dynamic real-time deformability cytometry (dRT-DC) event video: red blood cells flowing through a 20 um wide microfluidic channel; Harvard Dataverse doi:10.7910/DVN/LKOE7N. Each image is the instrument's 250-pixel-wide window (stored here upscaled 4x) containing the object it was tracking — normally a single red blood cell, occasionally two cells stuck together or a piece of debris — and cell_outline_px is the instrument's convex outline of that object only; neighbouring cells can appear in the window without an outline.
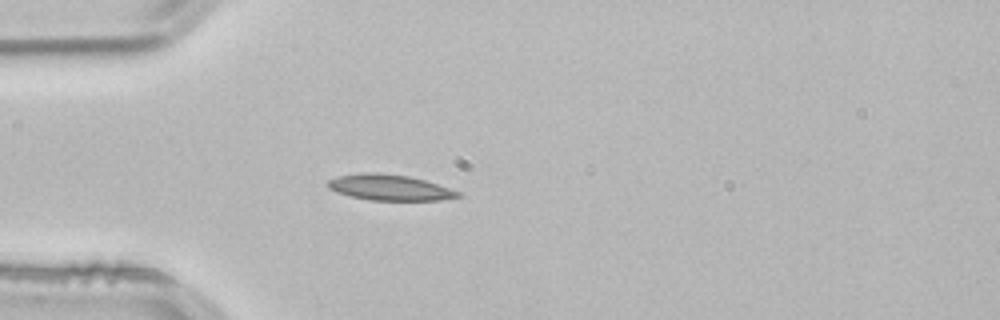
{"species": "common noctule bat (a hibernating species)", "species_latin": "Nyctalus noctula", "temperature_condition": "room temperature", "stored_images_in_passage": 39, "camera_frame_rate_fps": 3000, "um_per_image_px": 0.085, "animal": {"sex": "male", "body_mass_g": 21.5, "forearm_length_mm": 52.0}, "frame": {"image": 1, "passage_image": 1, "time_ms": 0.0, "image_size_px": [1000, 320], "cell_outline_px": [[464, 196], [440, 200], [368, 200], [336, 192], [328, 188], [328, 180], [336, 176], [360, 172], [376, 172], [408, 176], [424, 180], [460, 192]], "centroid_in_image_um": [33.09, 15.93], "position_along_channel_um": 51.9, "area_um2": 19.54}}
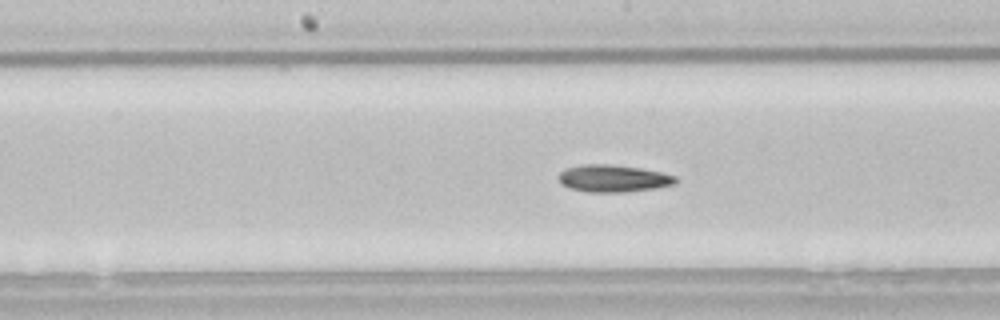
{"frame": {"image": 2, "passage_image": 13, "time_ms": 4.0, "image_size_px": [1000, 320], "cell_outline_px": [[680, 180], [676, 184], [656, 188], [624, 192], [584, 192], [568, 188], [560, 184], [556, 176], [564, 168], [584, 164], [608, 164], [640, 168], [660, 172], [676, 176]], "centroid_in_image_um": [52.09, 15.17], "position_along_channel_um": 196.1, "area_um2": 18.9}}
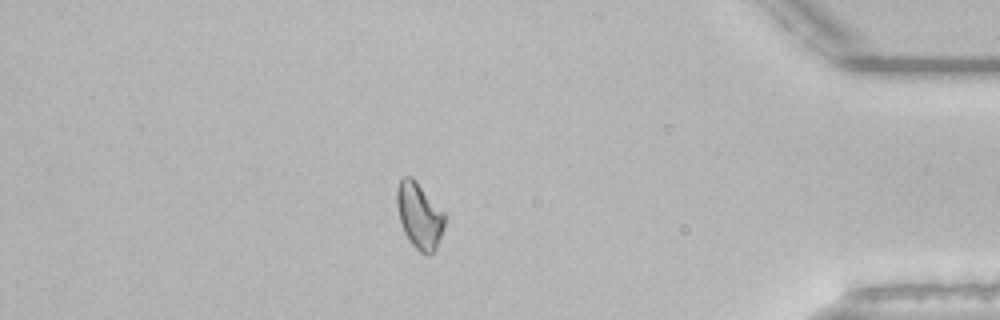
{"frame": {"image": 3, "passage_image": 32, "time_ms": 10.333, "image_size_px": [1000, 320], "cell_outline_px": [[444, 228], [436, 248], [428, 256], [420, 252], [408, 240], [404, 232], [400, 220], [396, 204], [396, 188], [400, 180], [404, 176], [412, 176], [416, 180], [444, 212]], "centroid_in_image_um": [35.63, 18.31], "position_along_channel_um": 399.6, "area_um2": 18.38}, "authors_computed_cell_mechanics": {"area_um2": 18.0336, "velocity_mm_per_s": 3.8388, "shape_relaxation_time_tau1_ms": 9.2966, "shape_relaxation_time_tau2_ms": null, "deformation_change_tau1": 0.1746, "deformation_change_tau2": null}}